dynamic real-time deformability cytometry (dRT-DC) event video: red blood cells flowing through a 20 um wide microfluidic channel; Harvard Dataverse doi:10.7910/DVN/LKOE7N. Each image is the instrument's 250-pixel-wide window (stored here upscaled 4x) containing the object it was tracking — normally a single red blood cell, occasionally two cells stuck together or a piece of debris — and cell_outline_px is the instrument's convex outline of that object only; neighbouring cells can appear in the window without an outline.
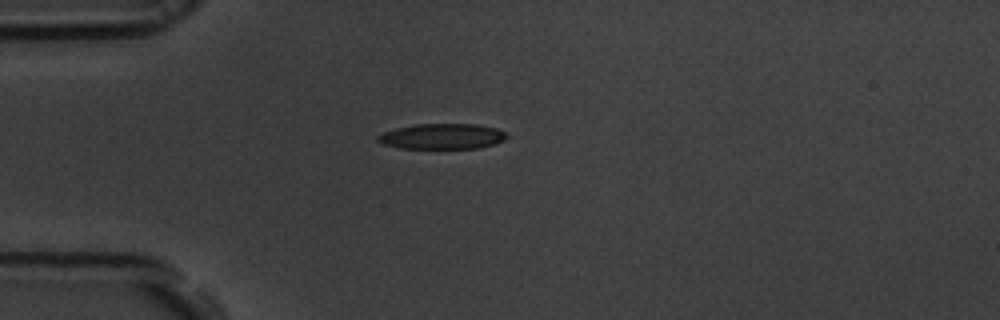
{"species": "common noctule bat (a hibernating species)", "species_latin": "Nyctalus noctula", "temperature_condition": "room temperature", "stored_images_in_passage": 41, "camera_frame_rate_fps": 3000, "um_per_image_px": 0.085, "animal": {"sex": "male", "body_mass_g": 19.5, "forearm_length_mm": 54.6}, "frame": {"image": 1, "passage_image": 1, "time_ms": 0.0, "image_size_px": [1000, 320], "cell_outline_px": [[508, 136], [504, 140], [496, 144], [480, 148], [400, 148], [384, 144], [376, 140], [376, 136], [384, 132], [396, 128], [416, 124], [476, 124], [496, 128], [508, 132]], "centroid_in_image_um": [37.63, 11.59], "position_along_channel_um": 47.4, "area_um2": 19.25}}
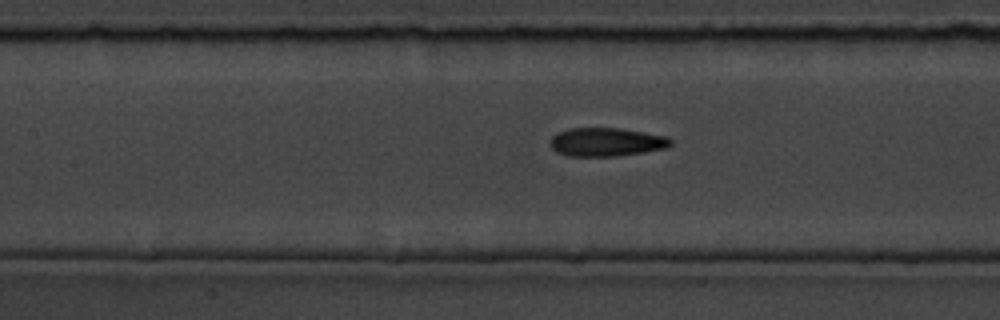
{"frame": {"image": 2, "passage_image": 11, "time_ms": 3.333, "image_size_px": [1000, 320], "cell_outline_px": [[672, 144], [668, 148], [644, 152], [616, 156], [568, 156], [556, 152], [552, 148], [552, 136], [556, 132], [568, 128], [620, 128], [668, 136], [672, 140]], "centroid_in_image_um": [51.57, 12.07], "position_along_channel_um": 155.8, "area_um2": 20.17}}
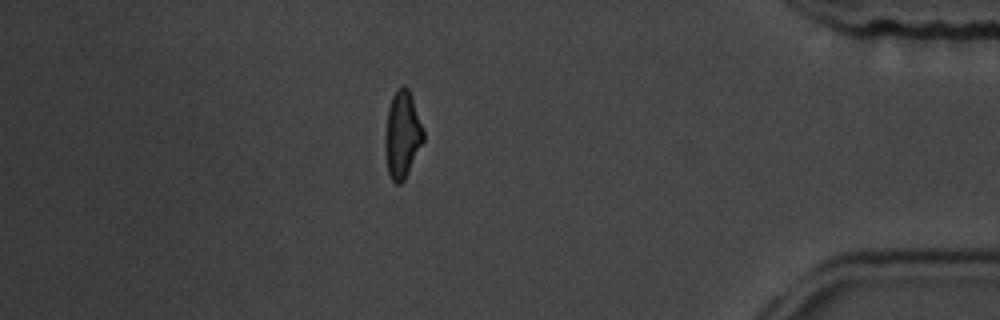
{"frame": {"image": 3, "passage_image": 34, "time_ms": 11.0, "image_size_px": [1000, 320], "cell_outline_px": [[424, 140], [404, 180], [400, 184], [396, 184], [392, 180], [388, 172], [384, 148], [384, 136], [388, 108], [392, 96], [396, 88], [404, 84], [408, 88], [412, 96], [424, 132]], "centroid_in_image_um": [34.17, 11.42], "position_along_channel_um": 401.0, "area_um2": 19.54}, "authors_computed_cell_mechanics": {"area_um2": 19.8254, "velocity_mm_per_s": 3.7164, "shape_relaxation_time_tau1_ms": 6.2375, "shape_relaxation_time_tau2_ms": 1.9174, "deformation_change_tau1": 0.1632, "deformation_change_tau2": 0.0895}}